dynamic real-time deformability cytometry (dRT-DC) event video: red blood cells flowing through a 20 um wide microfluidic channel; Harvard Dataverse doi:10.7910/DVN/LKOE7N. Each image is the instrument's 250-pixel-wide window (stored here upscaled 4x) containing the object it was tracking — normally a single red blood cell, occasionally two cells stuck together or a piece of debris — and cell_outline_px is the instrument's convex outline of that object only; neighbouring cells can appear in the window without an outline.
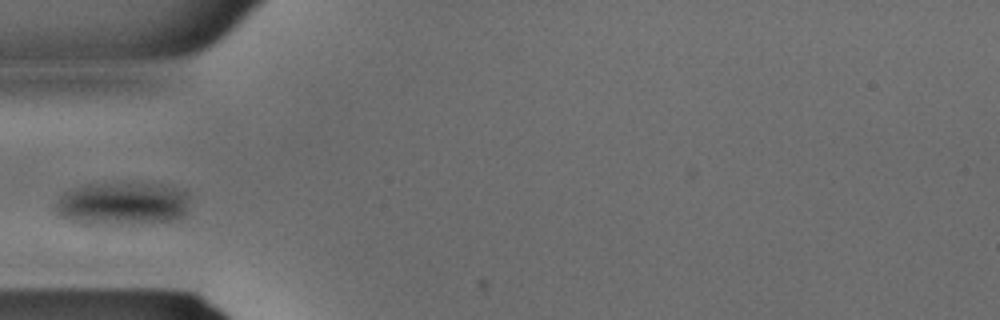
{"species": "common noctule bat (a hibernating species)", "species_latin": "Nyctalus noctula", "temperature_condition": "warm", "stored_images_in_passage": 25, "camera_frame_rate_fps": 3000, "um_per_image_px": 0.085, "animal": {"sex": "male", "body_mass_g": 15.6}, "frame": {"image": 1, "passage_image": 5, "time_ms": 1.333, "image_size_px": [1000, 320], "cell_outline_px": [[188, 212], [180, 220], [156, 224], [116, 228], [96, 228], [72, 224], [56, 216], [56, 200], [64, 192], [72, 188], [84, 184], [160, 184], [184, 188], [188, 192]], "centroid_in_image_um": [10.38, 17.43], "position_along_channel_um": 74.6, "area_um2": 36.65}}
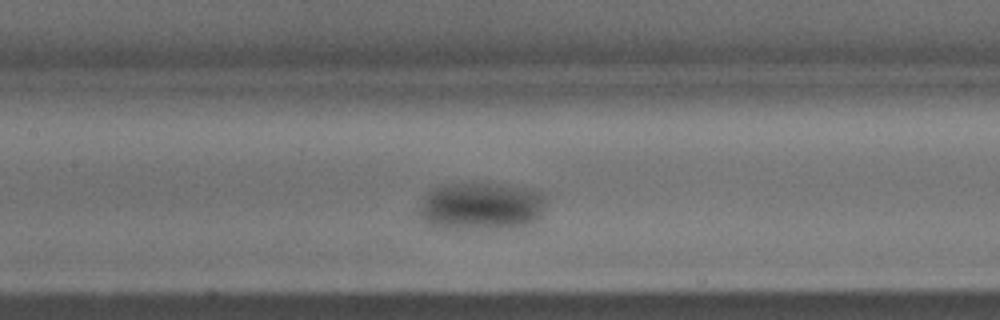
{"frame": {"image": 2, "passage_image": 10, "time_ms": 3.0, "image_size_px": [1000, 320], "cell_outline_px": [[544, 200], [540, 216], [532, 224], [512, 228], [480, 232], [456, 232], [436, 228], [428, 224], [420, 216], [420, 200], [424, 192], [432, 188], [444, 184], [500, 184], [524, 188], [540, 192], [544, 196]], "centroid_in_image_um": [40.8, 17.61], "position_along_channel_um": 166.6, "area_um2": 36.76}}
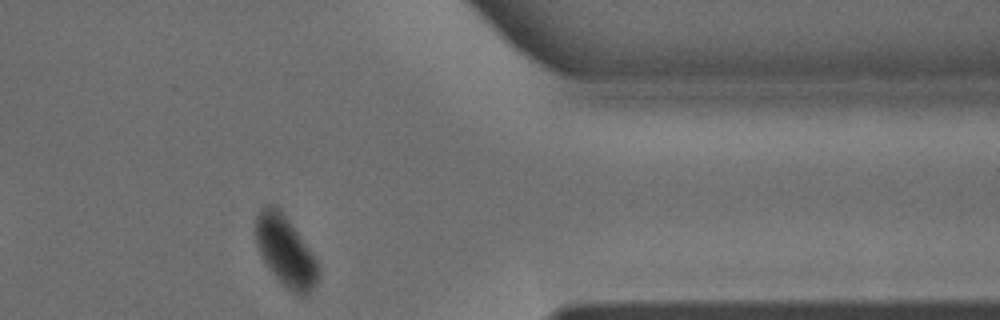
{"frame": {"image": 3, "passage_image": 23, "time_ms": 7.333, "image_size_px": [1000, 320], "cell_outline_px": [[320, 272], [308, 296], [300, 296], [292, 292], [272, 272], [264, 260], [260, 252], [256, 240], [256, 216], [260, 208], [268, 204], [276, 204], [280, 208], [308, 248], [316, 260], [320, 268]], "centroid_in_image_um": [24.26, 21.33], "position_along_channel_um": 387.1, "area_um2": 25.14}}